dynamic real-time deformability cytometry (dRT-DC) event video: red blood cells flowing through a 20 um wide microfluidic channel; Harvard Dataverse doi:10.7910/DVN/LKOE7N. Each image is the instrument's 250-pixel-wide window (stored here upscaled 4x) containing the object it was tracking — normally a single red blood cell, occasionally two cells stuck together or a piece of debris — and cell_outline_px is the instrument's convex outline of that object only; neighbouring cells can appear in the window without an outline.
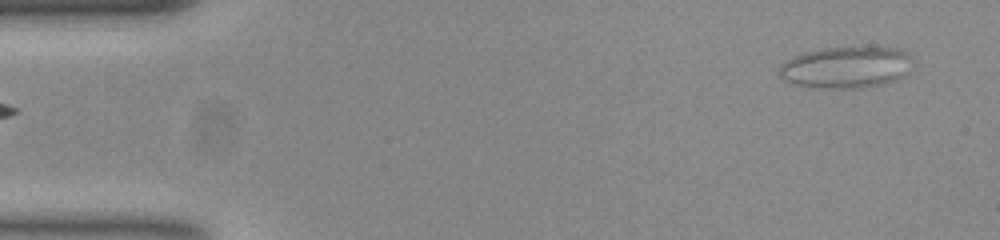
{"species": "common noctule bat (a hibernating species)", "species_latin": "Nyctalus noctula", "temperature_condition": "room temperature", "stored_images_in_passage": 52, "camera_frame_rate_fps": 3000, "um_per_image_px": 0.085, "animal": {"sex": "female", "body_mass_g": 23.0, "forearm_length_mm": 53.4}, "frame": {"image": 1, "passage_image": 1, "time_ms": 0.0, "image_size_px": [1000, 240], "cell_outline_px": [[912, 60], [908, 72], [904, 76], [896, 80], [884, 84], [860, 88], [820, 88], [796, 84], [780, 76], [780, 64], [784, 60], [792, 56], [804, 52], [820, 48], [900, 48], [908, 52], [912, 56]], "centroid_in_image_um": [71.95, 5.72], "position_along_channel_um": 13.1, "area_um2": 32.37}}
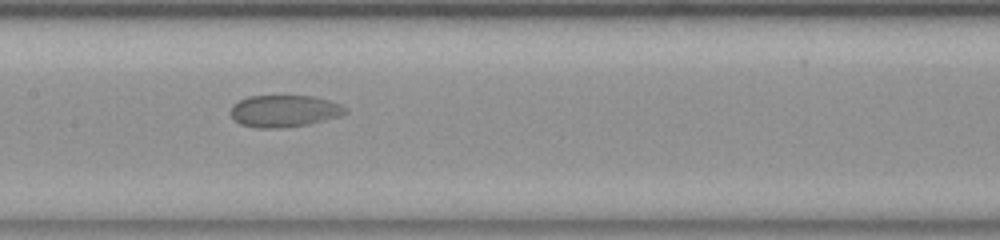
{"frame": {"image": 2, "passage_image": 24, "time_ms": 7.667, "image_size_px": [1000, 240], "cell_outline_px": [[348, 112], [340, 116], [308, 124], [280, 128], [256, 128], [240, 124], [232, 116], [232, 104], [248, 96], [312, 96], [328, 100], [340, 104]], "centroid_in_image_um": [24.15, 9.44], "position_along_channel_um": 183.2, "area_um2": 21.15}}
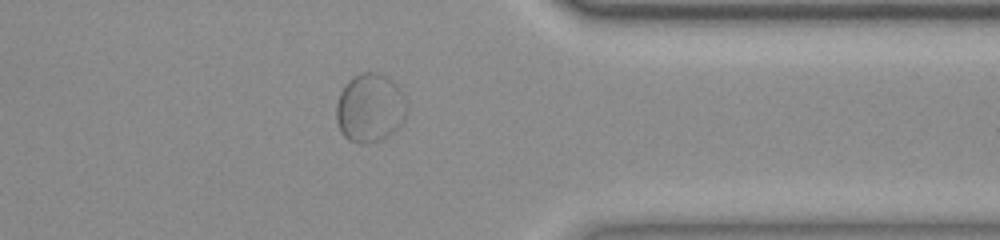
{"frame": {"image": 3, "passage_image": 41, "time_ms": 13.333, "image_size_px": [1000, 240], "cell_outline_px": [[404, 120], [392, 132], [376, 140], [364, 144], [360, 144], [348, 140], [340, 132], [336, 120], [336, 104], [340, 92], [348, 80], [352, 76], [360, 72], [376, 72], [388, 76], [400, 88], [404, 96]], "centroid_in_image_um": [31.39, 9.14], "position_along_channel_um": 380.0, "area_um2": 28.09}}